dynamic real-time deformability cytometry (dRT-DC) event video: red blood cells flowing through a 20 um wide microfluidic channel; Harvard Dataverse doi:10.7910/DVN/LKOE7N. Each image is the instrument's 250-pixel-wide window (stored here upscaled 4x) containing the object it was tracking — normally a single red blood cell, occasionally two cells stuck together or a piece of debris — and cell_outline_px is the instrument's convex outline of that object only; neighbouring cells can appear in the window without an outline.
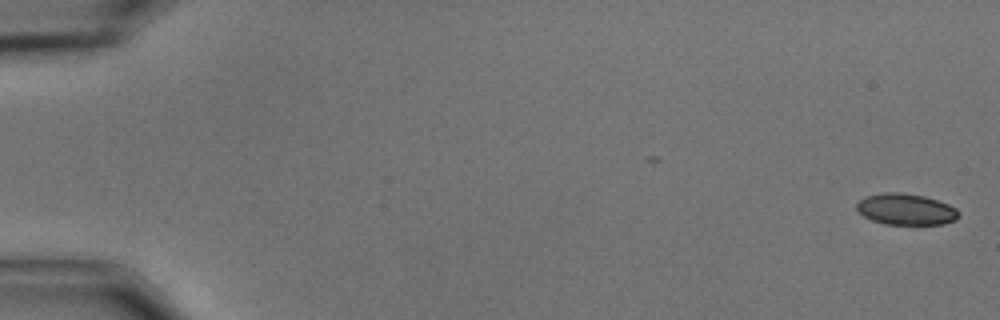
{"species": "common noctule bat (a hibernating species)", "species_latin": "Nyctalus noctula", "temperature_condition": "cold", "stored_images_in_passage": 54, "camera_frame_rate_fps": 3000, "um_per_image_px": 0.085, "animal": {"sex": "male", "body_mass_g": 15.6}, "frame": {"image": 1, "passage_image": 1, "time_ms": 0.0, "image_size_px": [1000, 320], "cell_outline_px": [[960, 216], [956, 220], [944, 224], [884, 224], [872, 220], [864, 216], [856, 208], [856, 204], [864, 196], [884, 192], [900, 192], [924, 196], [948, 204], [956, 208], [960, 212]], "centroid_in_image_um": [77.02, 17.79], "position_along_channel_um": 8.0, "area_um2": 18.67}}
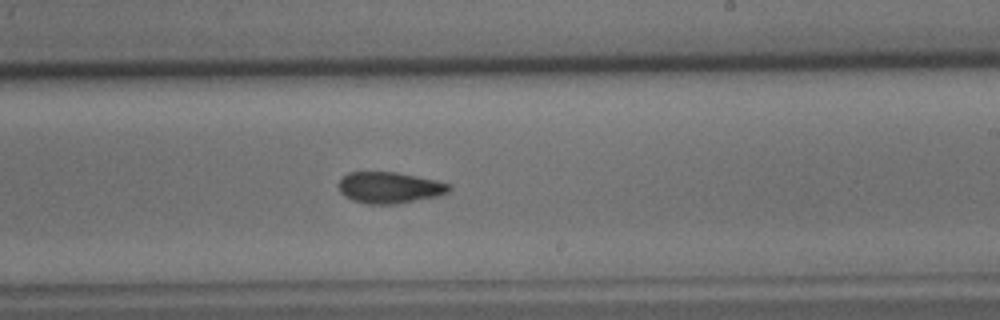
{"frame": {"image": 2, "passage_image": 35, "time_ms": 11.333, "image_size_px": [1000, 320], "cell_outline_px": [[452, 188], [448, 192], [440, 196], [396, 204], [368, 204], [352, 200], [344, 196], [340, 192], [336, 184], [348, 172], [396, 172], [436, 180], [452, 184]], "centroid_in_image_um": [33.12, 15.95], "position_along_channel_um": 255.9, "area_um2": 20.4}}
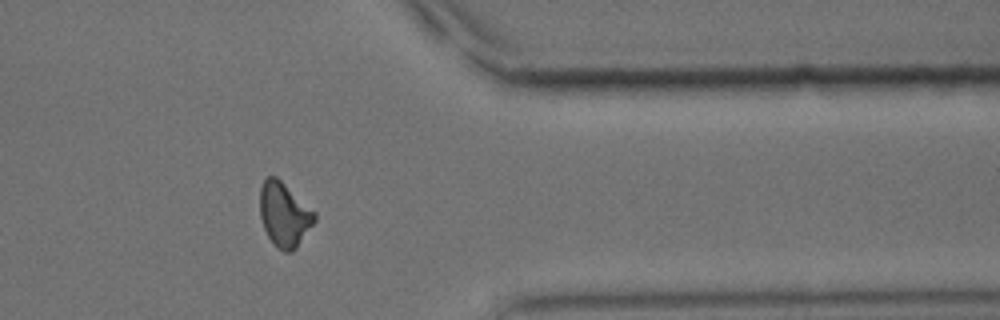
{"frame": {"image": 3, "passage_image": 47, "time_ms": 15.333, "image_size_px": [1000, 320], "cell_outline_px": [[316, 220], [296, 248], [292, 252], [284, 252], [276, 248], [272, 244], [264, 228], [260, 216], [260, 188], [264, 180], [268, 176], [276, 176], [316, 212]], "centroid_in_image_um": [24.16, 18.25], "position_along_channel_um": 387.2, "area_um2": 20.52}}